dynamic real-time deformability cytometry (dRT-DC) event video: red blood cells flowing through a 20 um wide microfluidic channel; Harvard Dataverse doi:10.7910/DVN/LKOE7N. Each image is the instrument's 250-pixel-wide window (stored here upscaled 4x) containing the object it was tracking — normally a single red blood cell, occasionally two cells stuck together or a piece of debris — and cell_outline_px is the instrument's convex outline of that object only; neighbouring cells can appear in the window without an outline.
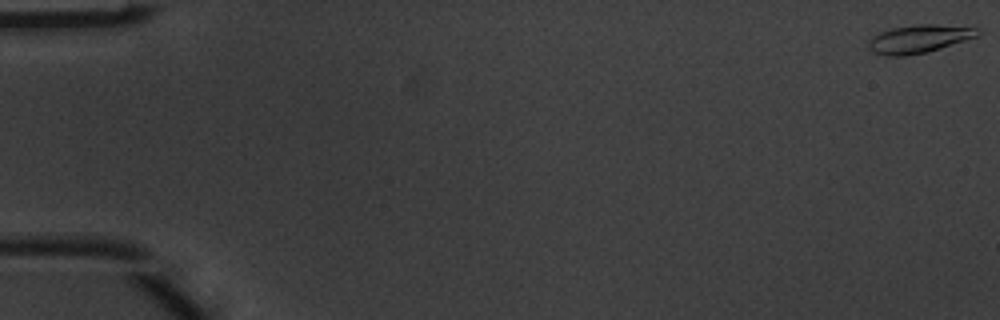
{"species": "common noctule bat (a hibernating species)", "species_latin": "Nyctalus noctula", "temperature_condition": "warm", "stored_images_in_passage": 5, "camera_frame_rate_fps": 3000, "um_per_image_px": 0.085, "animal": {"sex": "male", "body_mass_g": 20.1, "forearm_length_mm": 53.5}, "frame": {"image": 1, "passage_image": 1, "time_ms": 0.0, "image_size_px": [1000, 320], "cell_outline_px": [[980, 32], [976, 36], [928, 52], [904, 56], [884, 56], [872, 52], [868, 48], [868, 40], [872, 36], [880, 32], [892, 28], [916, 24], [936, 24], [980, 28]], "centroid_in_image_um": [78.06, 3.31], "position_along_channel_um": 6.9, "area_um2": 17.92}}